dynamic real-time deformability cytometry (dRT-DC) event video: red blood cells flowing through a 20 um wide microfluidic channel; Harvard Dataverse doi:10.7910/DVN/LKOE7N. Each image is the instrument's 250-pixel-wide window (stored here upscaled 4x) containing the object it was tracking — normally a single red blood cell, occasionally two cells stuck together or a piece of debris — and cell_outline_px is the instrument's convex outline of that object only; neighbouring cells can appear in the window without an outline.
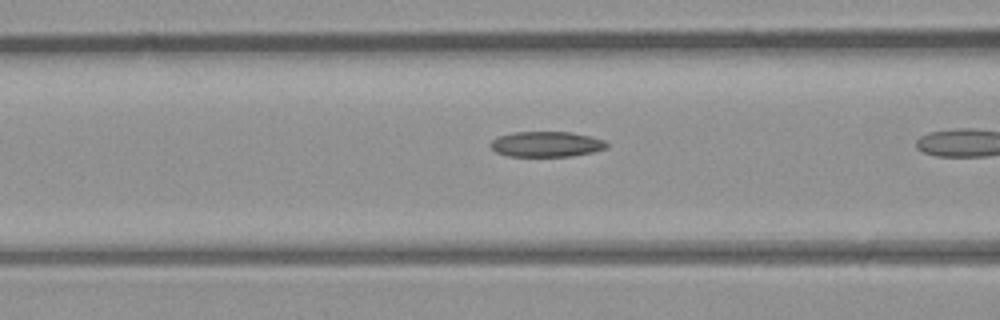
{"species": "common noctule bat (a hibernating species)", "species_latin": "Nyctalus noctula", "temperature_condition": "room temperature", "stored_images_in_passage": 10, "camera_frame_rate_fps": 3000, "um_per_image_px": 0.085, "animal": {"sex": "male", "body_mass_g": 23.1, "forearm_length_mm": 52.7}, "frame": {"image": 1, "passage_image": 9, "time_ms": 2.667, "image_size_px": [1000, 320], "cell_outline_px": [[608, 148], [592, 152], [572, 156], [508, 156], [496, 152], [488, 144], [492, 140], [500, 136], [512, 132], [572, 132], [604, 140], [608, 144]], "centroid_in_image_um": [46.44, 12.25], "position_along_channel_um": 120.2, "area_um2": 17.17}}